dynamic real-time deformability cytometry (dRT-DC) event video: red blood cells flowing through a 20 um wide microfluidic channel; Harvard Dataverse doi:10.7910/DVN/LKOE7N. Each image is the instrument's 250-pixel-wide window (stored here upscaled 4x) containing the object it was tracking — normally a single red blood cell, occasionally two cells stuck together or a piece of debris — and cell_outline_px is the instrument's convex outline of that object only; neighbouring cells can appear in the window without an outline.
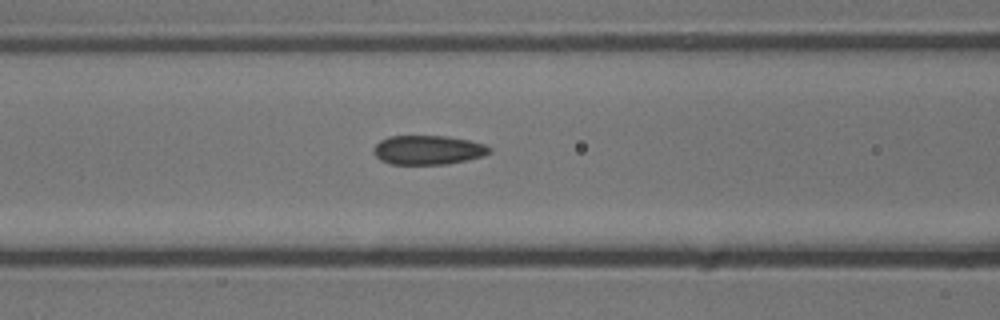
{"species": "common noctule bat (a hibernating species)", "species_latin": "Nyctalus noctula", "temperature_condition": "cold", "stored_images_in_passage": 18, "camera_frame_rate_fps": 3000, "um_per_image_px": 0.085, "animal": {"sex": "male", "body_mass_g": 13.3}, "frame": {"image": 1, "passage_image": 13, "time_ms": 4.0, "image_size_px": [1000, 320], "cell_outline_px": [[492, 152], [484, 156], [448, 164], [392, 164], [380, 160], [372, 152], [372, 148], [380, 140], [388, 136], [448, 136], [468, 140], [484, 144], [492, 148]], "centroid_in_image_um": [36.38, 12.74], "position_along_channel_um": 130.2, "area_um2": 19.88}}
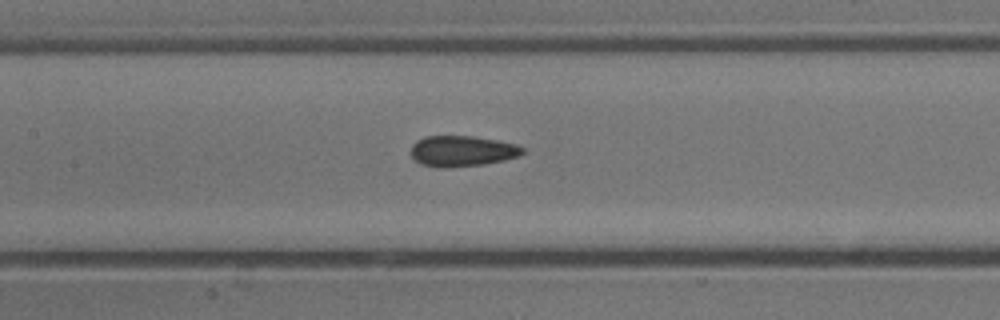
{"frame": {"image": 2, "passage_image": 16, "time_ms": 5.0, "image_size_px": [1000, 320], "cell_outline_px": [[524, 152], [520, 156], [504, 160], [484, 164], [440, 168], [420, 164], [408, 152], [412, 144], [416, 140], [424, 136], [472, 136], [500, 140], [516, 144], [524, 148]], "centroid_in_image_um": [39.26, 12.83], "position_along_channel_um": 168.1, "area_um2": 20.29}}